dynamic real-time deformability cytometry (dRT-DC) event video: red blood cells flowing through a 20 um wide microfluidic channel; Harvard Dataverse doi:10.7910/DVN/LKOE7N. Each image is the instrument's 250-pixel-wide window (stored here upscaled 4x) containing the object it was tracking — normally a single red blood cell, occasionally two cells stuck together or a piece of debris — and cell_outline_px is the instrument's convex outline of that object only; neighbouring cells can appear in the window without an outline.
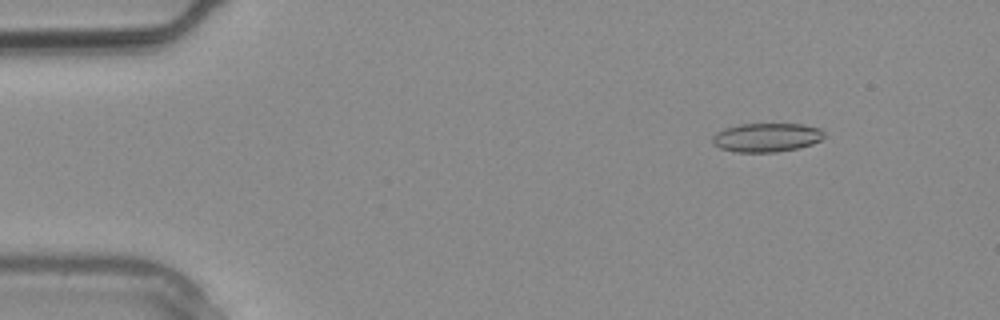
{"species": "common noctule bat (a hibernating species)", "species_latin": "Nyctalus noctula", "temperature_condition": "warm", "stored_images_in_passage": 2, "camera_frame_rate_fps": 3000, "um_per_image_px": 0.085, "animal": {"sex": "male", "body_mass_g": 20.4}, "frame": {"image": 1, "passage_image": 1, "time_ms": 0.0, "image_size_px": [1000, 320], "cell_outline_px": [[824, 136], [820, 140], [812, 144], [800, 148], [776, 152], [736, 152], [720, 148], [712, 144], [712, 136], [716, 132], [724, 128], [740, 124], [804, 124], [820, 128], [824, 132]], "centroid_in_image_um": [65.15, 11.68], "position_along_channel_um": 19.8, "area_um2": 18.96}}